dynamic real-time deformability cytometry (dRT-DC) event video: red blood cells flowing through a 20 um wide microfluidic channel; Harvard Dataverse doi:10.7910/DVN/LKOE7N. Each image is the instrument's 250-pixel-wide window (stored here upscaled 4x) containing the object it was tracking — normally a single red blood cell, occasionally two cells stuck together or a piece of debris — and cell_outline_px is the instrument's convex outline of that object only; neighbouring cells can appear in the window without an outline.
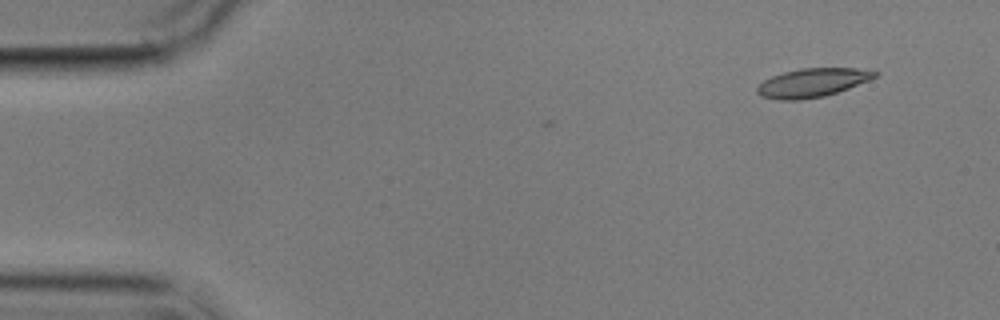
{"species": "common noctule bat (a hibernating species)", "species_latin": "Nyctalus noctula", "temperature_condition": "cold", "stored_images_in_passage": 4, "camera_frame_rate_fps": 3000, "um_per_image_px": 0.085, "animal": {"sex": "male", "body_mass_g": 17.9}, "frame": {"image": 1, "passage_image": 1, "time_ms": 0.0, "image_size_px": [1000, 320], "cell_outline_px": [[880, 72], [876, 76], [868, 80], [848, 88], [824, 96], [800, 100], [780, 100], [760, 96], [756, 92], [756, 88], [764, 80], [772, 76], [784, 72], [800, 68], [856, 68]], "centroid_in_image_um": [69.02, 7.03], "position_along_channel_um": 16.0, "area_um2": 19.54}}
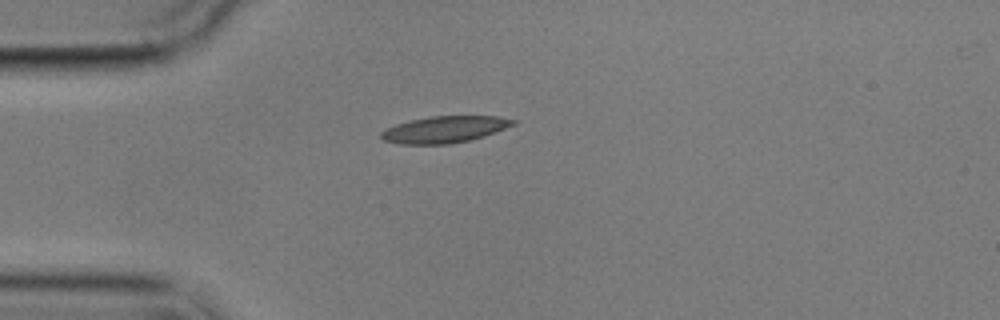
{"frame": {"image": 2, "passage_image": 3, "time_ms": 3.333, "image_size_px": [1000, 320], "cell_outline_px": [[516, 124], [484, 136], [452, 144], [400, 144], [384, 140], [380, 136], [380, 132], [396, 124], [428, 116], [496, 116], [516, 120]], "centroid_in_image_um": [37.79, 11.0], "position_along_channel_um": 47.2, "area_um2": 20.35}}